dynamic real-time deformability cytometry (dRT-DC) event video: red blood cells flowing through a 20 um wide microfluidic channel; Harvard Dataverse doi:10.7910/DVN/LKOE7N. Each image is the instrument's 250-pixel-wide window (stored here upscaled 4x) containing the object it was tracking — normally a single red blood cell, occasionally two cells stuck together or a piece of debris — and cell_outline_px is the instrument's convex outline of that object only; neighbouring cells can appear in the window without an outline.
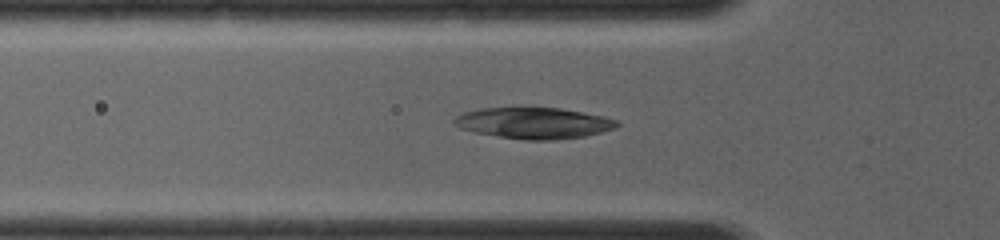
{"species": "common noctule bat (a hibernating species)", "species_latin": "Nyctalus noctula", "temperature_condition": "room temperature", "stored_images_in_passage": 12, "camera_frame_rate_fps": 4000, "um_per_image_px": 0.085, "animal": {"sex": "female", "body_mass_g": 19.0, "forearm_length_mm": 56.7}, "frame": {"image": 1, "passage_image": 9, "time_ms": 4.0, "image_size_px": [1000, 240], "cell_outline_px": [[620, 124], [612, 128], [600, 132], [584, 136], [548, 140], [528, 140], [500, 136], [476, 132], [460, 128], [452, 124], [452, 120], [456, 116], [464, 112], [480, 108], [512, 104], [560, 108], [604, 116], [616, 120]], "centroid_in_image_um": [45.28, 10.4], "position_along_channel_um": 80.5, "area_um2": 30.29}}
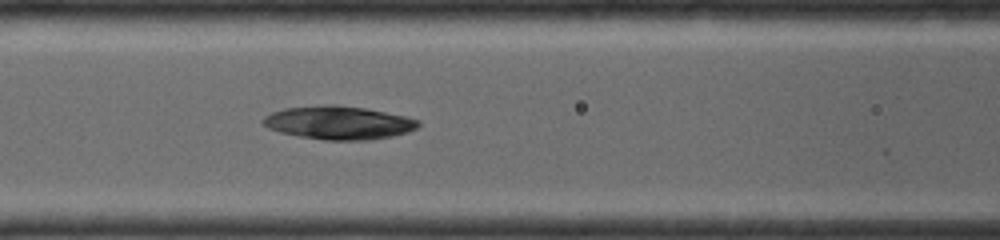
{"frame": {"image": 2, "passage_image": 12, "time_ms": 5.25, "image_size_px": [1000, 240], "cell_outline_px": [[420, 124], [416, 128], [404, 132], [388, 136], [364, 140], [328, 140], [304, 136], [284, 132], [268, 128], [264, 124], [264, 116], [272, 112], [284, 108], [324, 104], [336, 104], [364, 108], [404, 116], [420, 120]], "centroid_in_image_um": [28.78, 10.4], "position_along_channel_um": 137.8, "area_um2": 29.48}}